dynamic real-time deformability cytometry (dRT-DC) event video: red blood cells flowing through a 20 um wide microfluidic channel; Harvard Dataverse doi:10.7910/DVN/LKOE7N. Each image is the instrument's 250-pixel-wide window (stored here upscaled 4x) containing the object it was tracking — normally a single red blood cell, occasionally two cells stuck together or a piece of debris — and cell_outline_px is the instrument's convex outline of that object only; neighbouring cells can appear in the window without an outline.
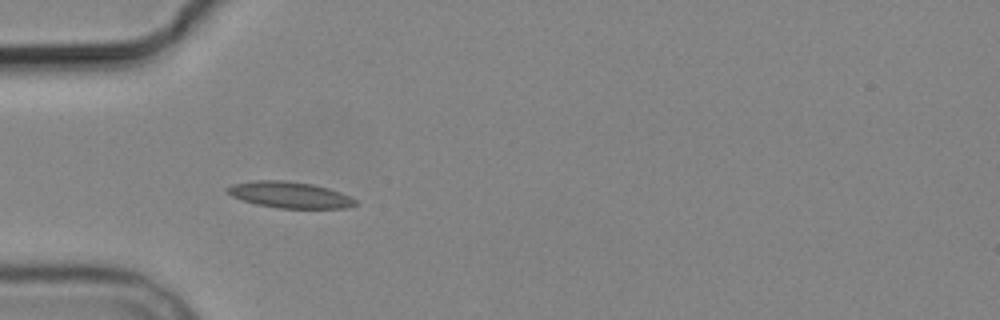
{"species": "common noctule bat (a hibernating species)", "species_latin": "Nyctalus noctula", "temperature_condition": "cold", "stored_images_in_passage": 4, "camera_frame_rate_fps": 3000, "um_per_image_px": 0.085, "animal": {"sex": "male", "body_mass_g": 19.2, "forearm_length_mm": 51.8}, "frame": {"image": 1, "passage_image": 4, "time_ms": 4.0, "image_size_px": [1000, 320], "cell_outline_px": [[356, 204], [348, 208], [280, 208], [256, 204], [232, 196], [224, 192], [224, 188], [232, 184], [256, 180], [284, 180], [312, 184], [328, 188], [340, 192], [356, 200]], "centroid_in_image_um": [24.58, 16.55], "position_along_channel_um": 60.4, "area_um2": 19.54}}